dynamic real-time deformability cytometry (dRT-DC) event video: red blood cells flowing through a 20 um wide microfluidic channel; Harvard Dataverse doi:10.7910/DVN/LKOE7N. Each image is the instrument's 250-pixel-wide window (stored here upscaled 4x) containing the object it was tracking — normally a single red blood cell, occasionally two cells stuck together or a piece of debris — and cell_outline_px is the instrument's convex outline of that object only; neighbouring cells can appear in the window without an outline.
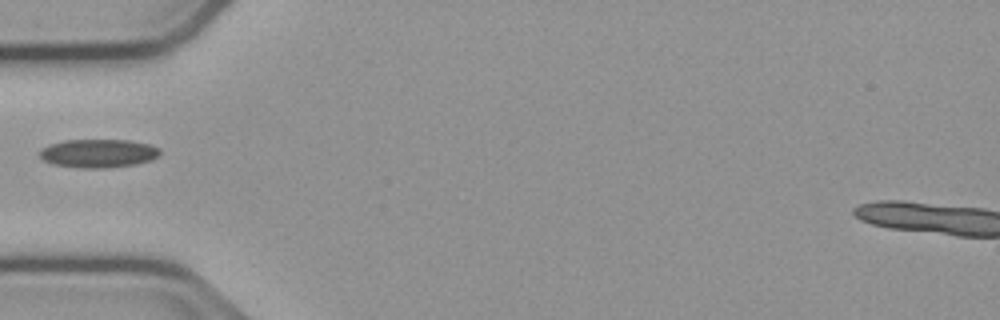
{"species": "common noctule bat (a hibernating species)", "species_latin": "Nyctalus noctula", "temperature_condition": "cold", "stored_images_in_passage": 37, "camera_frame_rate_fps": 3000, "um_per_image_px": 0.085, "animal": {"sex": "male", "body_mass_g": 23.1, "forearm_length_mm": 52.7}, "frame": {"image": 1, "passage_image": 1, "time_ms": 0.0, "image_size_px": [1000, 320], "cell_outline_px": [[160, 156], [152, 160], [136, 164], [108, 168], [80, 168], [52, 164], [44, 160], [40, 156], [40, 148], [64, 140], [128, 140], [148, 144], [160, 148]], "centroid_in_image_um": [8.38, 13.04], "position_along_channel_um": 76.6, "area_um2": 20.06}}
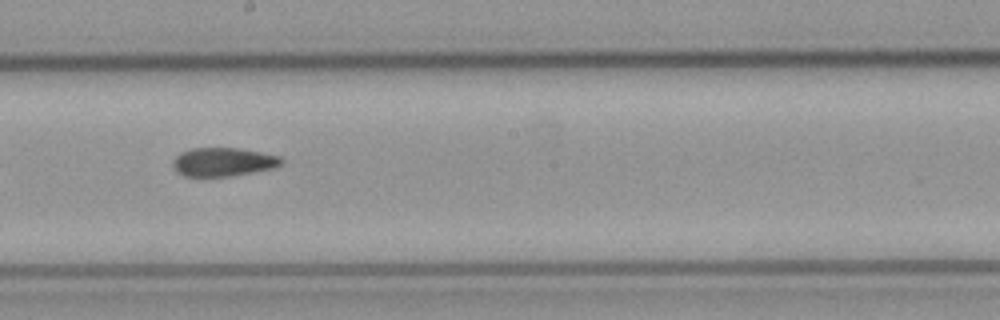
{"frame": {"image": 2, "passage_image": 13, "time_ms": 4.0, "image_size_px": [1000, 320], "cell_outline_px": [[284, 164], [276, 168], [232, 176], [184, 176], [176, 172], [172, 168], [172, 160], [180, 152], [192, 148], [236, 148], [260, 152], [280, 156], [284, 160]], "centroid_in_image_um": [18.98, 13.77], "position_along_channel_um": 229.2, "area_um2": 18.38}}
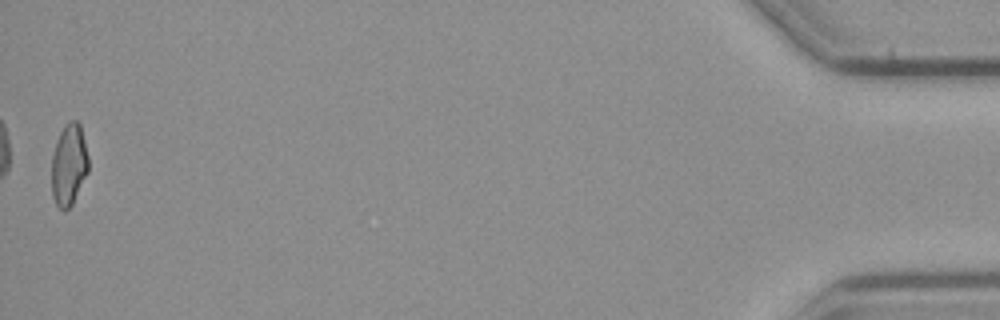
{"frame": {"image": 3, "passage_image": 37, "time_ms": 12.0, "image_size_px": [1000, 320], "cell_outline_px": [[88, 172], [72, 204], [64, 212], [56, 204], [52, 196], [52, 156], [60, 132], [64, 124], [68, 120], [76, 120], [80, 124], [88, 156]], "centroid_in_image_um": [5.85, 14.0], "position_along_channel_um": 429.3, "area_um2": 17.46}}